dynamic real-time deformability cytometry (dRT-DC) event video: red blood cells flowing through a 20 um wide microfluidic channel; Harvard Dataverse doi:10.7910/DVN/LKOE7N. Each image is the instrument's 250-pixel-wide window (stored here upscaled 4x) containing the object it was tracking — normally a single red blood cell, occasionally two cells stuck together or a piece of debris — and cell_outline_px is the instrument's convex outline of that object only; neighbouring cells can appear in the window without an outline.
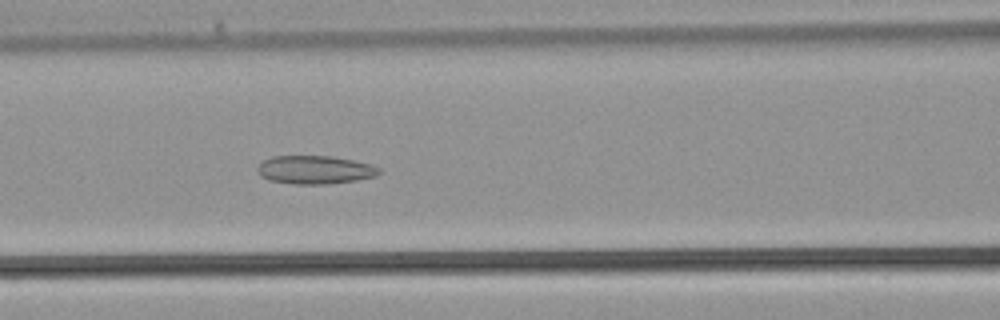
{"species": "common noctule bat (a hibernating species)", "species_latin": "Nyctalus noctula", "temperature_condition": "warm", "stored_images_in_passage": 35, "camera_frame_rate_fps": 3000, "um_per_image_px": 0.085, "animal": {"sex": "male", "body_mass_g": 21.5, "forearm_length_mm": 52.0}, "frame": {"image": 1, "passage_image": 13, "time_ms": 4.0, "image_size_px": [1000, 320], "cell_outline_px": [[380, 172], [376, 176], [356, 180], [328, 184], [292, 184], [268, 180], [260, 176], [256, 172], [256, 168], [264, 160], [272, 156], [332, 156], [352, 160], [368, 164], [380, 168]], "centroid_in_image_um": [26.72, 14.44], "position_along_channel_um": 139.9, "area_um2": 20.11}}
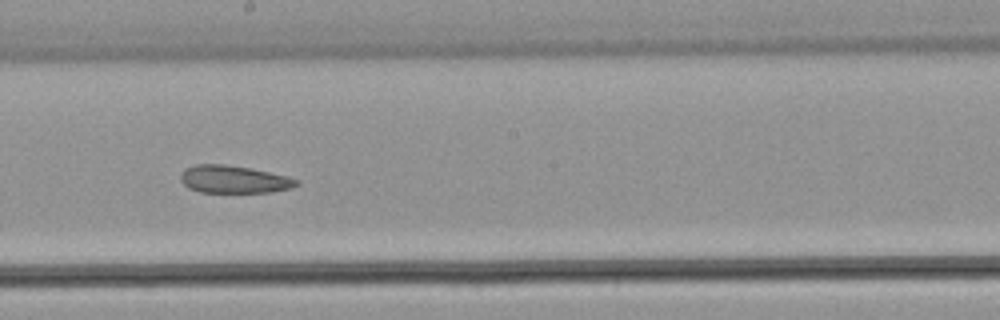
{"frame": {"image": 2, "passage_image": 18, "time_ms": 5.667, "image_size_px": [1000, 320], "cell_outline_px": [[300, 184], [292, 188], [272, 192], [200, 192], [188, 188], [180, 180], [180, 172], [184, 168], [196, 164], [224, 164], [248, 168], [288, 176], [300, 180]], "centroid_in_image_um": [19.87, 15.24], "position_along_channel_um": 228.3, "area_um2": 18.79}}
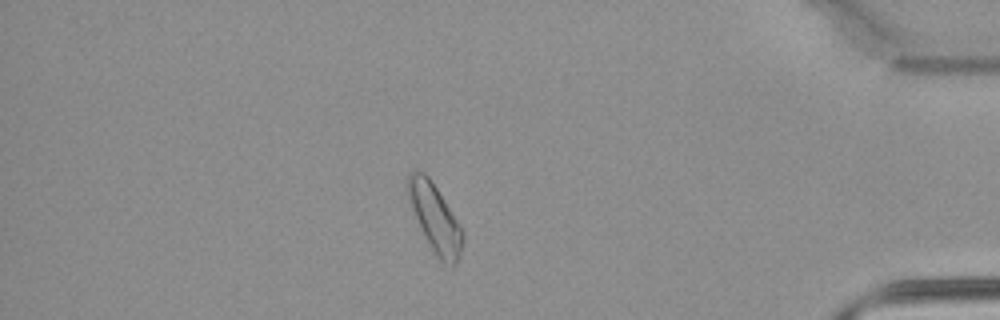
{"frame": {"image": 3, "passage_image": 30, "time_ms": 9.667, "image_size_px": [1000, 320], "cell_outline_px": [[464, 236], [460, 256], [456, 264], [452, 268], [444, 264], [440, 260], [432, 248], [416, 216], [412, 204], [408, 188], [408, 176], [412, 172], [424, 172], [428, 176], [444, 200], [464, 232]], "centroid_in_image_um": [37.05, 18.61], "position_along_channel_um": 398.1, "area_um2": 20.58}}